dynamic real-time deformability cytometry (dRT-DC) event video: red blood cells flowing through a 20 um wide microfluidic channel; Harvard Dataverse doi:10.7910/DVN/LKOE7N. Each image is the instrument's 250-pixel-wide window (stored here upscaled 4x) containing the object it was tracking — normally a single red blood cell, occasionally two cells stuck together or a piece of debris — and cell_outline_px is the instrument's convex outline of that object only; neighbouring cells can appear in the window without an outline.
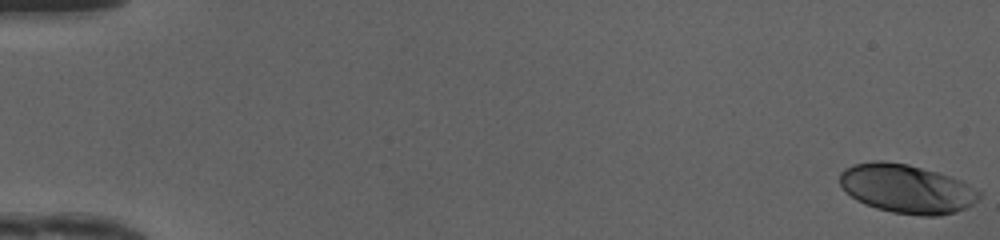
{"species": "human", "species_latin": "Homo sapiens", "temperature_condition": "cold", "stored_images_in_passage": 50, "camera_frame_rate_fps": 3000, "um_per_image_px": 0.085, "donor": {"sex": "female"}, "frame": {"image": 1, "passage_image": 1, "time_ms": 0.0, "image_size_px": [1000, 240], "cell_outline_px": [[980, 196], [972, 204], [964, 208], [940, 216], [920, 216], [892, 212], [876, 208], [864, 204], [856, 200], [840, 184], [840, 172], [844, 168], [852, 164], [872, 160], [884, 160], [908, 164], [936, 172], [960, 180], [968, 184], [980, 192]], "centroid_in_image_um": [77.02, 16.03], "position_along_channel_um": 8.0, "area_um2": 39.54}}
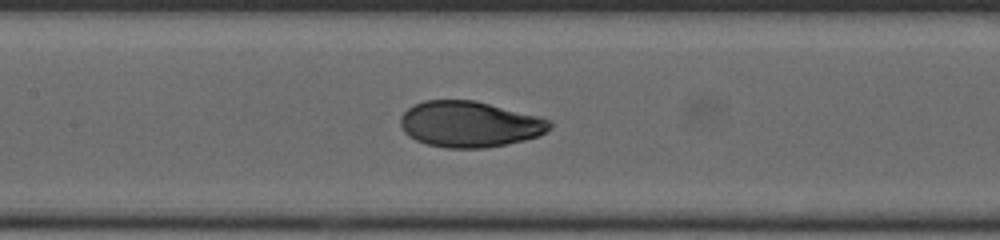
{"frame": {"image": 2, "passage_image": 25, "time_ms": 8.0, "image_size_px": [1000, 240], "cell_outline_px": [[552, 128], [540, 136], [524, 140], [484, 148], [448, 148], [428, 144], [416, 140], [408, 136], [404, 132], [400, 124], [400, 116], [408, 108], [424, 100], [472, 100], [552, 120]], "centroid_in_image_um": [39.9, 10.56], "position_along_channel_um": 167.5, "area_um2": 39.71}}
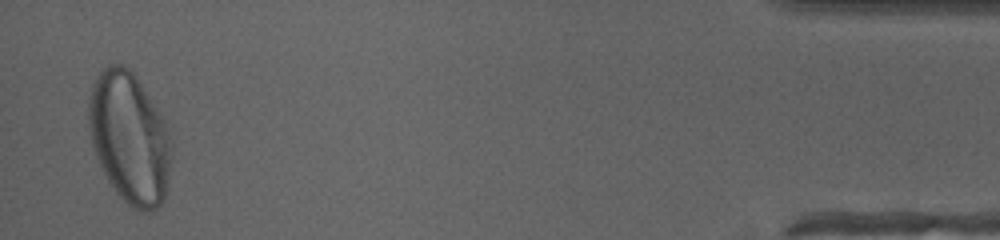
{"frame": {"image": 3, "passage_image": 49, "time_ms": 16.0, "image_size_px": [1000, 240], "cell_outline_px": [[172, 156], [164, 200], [152, 212], [144, 212], [132, 208], [112, 188], [96, 156], [92, 144], [88, 124], [88, 100], [92, 84], [96, 76], [108, 64], [120, 64], [128, 68], [136, 76], [164, 120], [172, 148]], "centroid_in_image_um": [10.99, 11.73], "position_along_channel_um": 424.2, "area_um2": 63.18}, "authors_computed_cell_mechanics": {"area_um2": 40.1132, "velocity_mm_per_s": 4.1747, "shape_relaxation_time_tau1_ms": 3.0914, "shape_relaxation_time_tau2_ms": null, "deformation_change_tau1": 0.1834, "deformation_change_tau2": null}}